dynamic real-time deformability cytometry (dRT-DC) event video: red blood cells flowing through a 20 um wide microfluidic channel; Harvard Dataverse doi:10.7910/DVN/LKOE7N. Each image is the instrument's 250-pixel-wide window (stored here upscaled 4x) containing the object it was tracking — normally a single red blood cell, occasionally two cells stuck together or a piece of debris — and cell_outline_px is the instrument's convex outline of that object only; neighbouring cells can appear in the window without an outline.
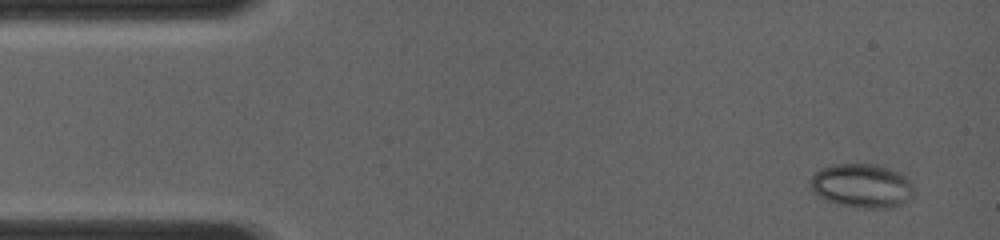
{"species": "common noctule bat (a hibernating species)", "species_latin": "Nyctalus noctula", "temperature_condition": "room temperature", "stored_images_in_passage": 10, "segment_of_instrument_passage": [2, 2], "camera_frame_rate_fps": 4000, "um_per_image_px": 0.085, "animal": {"sex": "female", "body_mass_g": 19.0, "forearm_length_mm": 56.7}, "frame": {"image": 1, "passage_image": 10, "time_ms": 5.0, "image_size_px": [1000, 240], "cell_outline_px": [[912, 192], [908, 200], [892, 208], [864, 208], [836, 204], [820, 196], [808, 188], [808, 180], [816, 172], [832, 164], [876, 164], [900, 172], [912, 184]], "centroid_in_image_um": [73.22, 15.79], "position_along_channel_um": 11.8, "area_um2": 26.47}}